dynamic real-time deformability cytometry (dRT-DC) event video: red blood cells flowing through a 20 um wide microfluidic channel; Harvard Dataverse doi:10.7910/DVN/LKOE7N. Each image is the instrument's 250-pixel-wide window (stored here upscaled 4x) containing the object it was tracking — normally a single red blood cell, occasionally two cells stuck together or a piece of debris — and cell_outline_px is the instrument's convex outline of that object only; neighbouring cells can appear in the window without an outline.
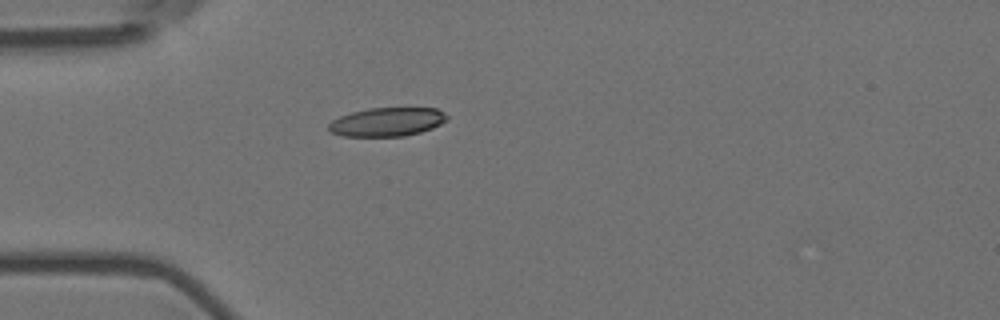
{"species": "Egyptian fruit bat (a non-hibernating species)", "species_latin": "Rousettus aegyptiacus", "temperature_condition": "room temperature", "stored_images_in_passage": 4, "camera_frame_rate_fps": 3000, "um_per_image_px": 0.085, "animal": {"sex": "female"}, "frame": {"image": 1, "passage_image": 3, "time_ms": 0.667, "image_size_px": [1000, 320], "cell_outline_px": [[448, 120], [432, 128], [420, 132], [404, 136], [344, 136], [328, 132], [328, 124], [332, 120], [340, 116], [352, 112], [368, 108], [436, 108], [444, 112], [448, 116]], "centroid_in_image_um": [32.89, 10.36], "position_along_channel_um": 52.1, "area_um2": 19.88}}